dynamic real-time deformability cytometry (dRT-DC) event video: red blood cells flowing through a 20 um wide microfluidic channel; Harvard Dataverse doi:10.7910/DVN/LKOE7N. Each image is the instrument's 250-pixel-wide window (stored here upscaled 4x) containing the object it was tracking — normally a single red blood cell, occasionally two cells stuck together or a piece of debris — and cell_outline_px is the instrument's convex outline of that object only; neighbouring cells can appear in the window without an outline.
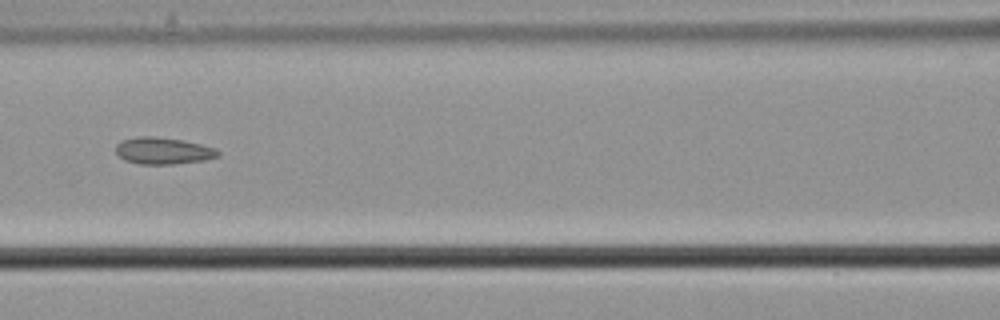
{"species": "common noctule bat (a hibernating species)", "species_latin": "Nyctalus noctula", "temperature_condition": "cold", "stored_images_in_passage": 8, "camera_frame_rate_fps": 3000, "um_per_image_px": 0.085, "animal": {"sex": "male", "body_mass_g": 21.5, "forearm_length_mm": 52.0}, "frame": {"image": 1, "passage_image": 6, "time_ms": 1.667, "image_size_px": [1000, 320], "cell_outline_px": [[220, 156], [204, 160], [172, 164], [140, 164], [124, 160], [116, 152], [116, 144], [124, 140], [140, 136], [152, 136], [184, 140], [216, 148], [220, 152]], "centroid_in_image_um": [13.89, 12.82], "position_along_channel_um": 152.7, "area_um2": 15.9}}
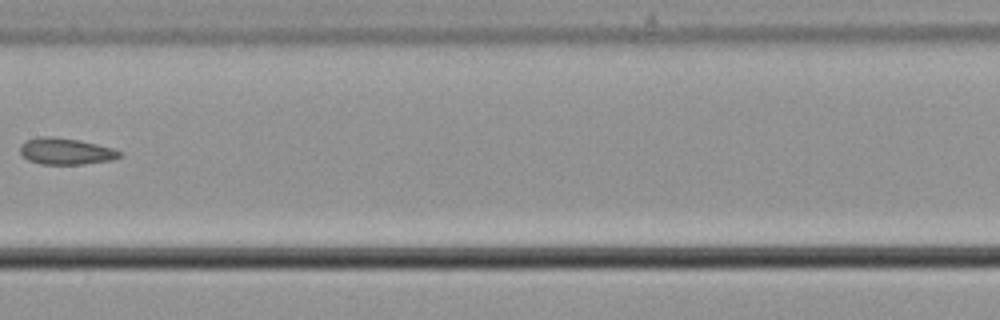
{"frame": {"image": 2, "passage_image": 7, "time_ms": 2.0, "image_size_px": [1000, 320], "cell_outline_px": [[120, 156], [112, 160], [84, 164], [40, 164], [28, 160], [20, 152], [20, 144], [24, 140], [40, 136], [52, 136], [80, 140], [112, 148], [120, 152]], "centroid_in_image_um": [5.54, 12.85], "position_along_channel_um": 201.9, "area_um2": 15.37}}
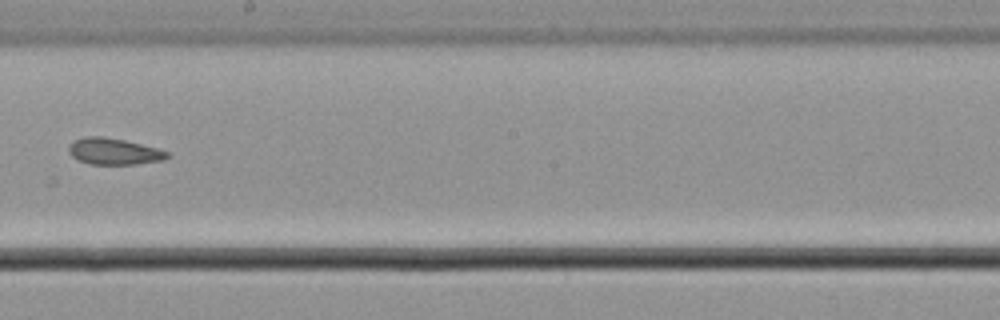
{"frame": {"image": 3, "passage_image": 8, "time_ms": 2.333, "image_size_px": [1000, 320], "cell_outline_px": [[172, 156], [164, 160], [136, 164], [88, 164], [76, 160], [68, 152], [68, 148], [76, 140], [84, 136], [100, 136], [124, 140], [172, 152]], "centroid_in_image_um": [9.72, 12.88], "position_along_channel_um": 238.5, "area_um2": 15.26}}